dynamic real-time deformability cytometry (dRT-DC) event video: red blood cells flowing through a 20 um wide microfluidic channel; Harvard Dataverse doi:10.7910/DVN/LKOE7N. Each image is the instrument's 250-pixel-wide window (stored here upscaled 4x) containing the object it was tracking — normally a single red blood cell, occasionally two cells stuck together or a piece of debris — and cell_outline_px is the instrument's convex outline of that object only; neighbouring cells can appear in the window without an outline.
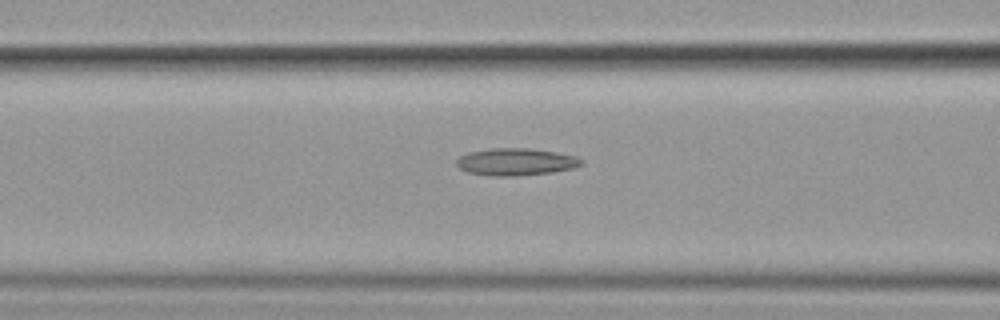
{"species": "common noctule bat (a hibernating species)", "species_latin": "Nyctalus noctula", "temperature_condition": "cold", "stored_images_in_passage": 29, "camera_frame_rate_fps": 3000, "um_per_image_px": 0.085, "animal": {"sex": "female", "body_mass_g": 19.9}, "frame": {"image": 1, "passage_image": 13, "time_ms": 4.0, "image_size_px": [1000, 320], "cell_outline_px": [[584, 164], [572, 168], [552, 172], [512, 176], [488, 176], [468, 172], [460, 168], [456, 164], [456, 160], [460, 156], [468, 152], [492, 148], [528, 148], [556, 152], [576, 156], [584, 160]], "centroid_in_image_um": [43.85, 13.75], "position_along_channel_um": 122.8, "area_um2": 19.83}}
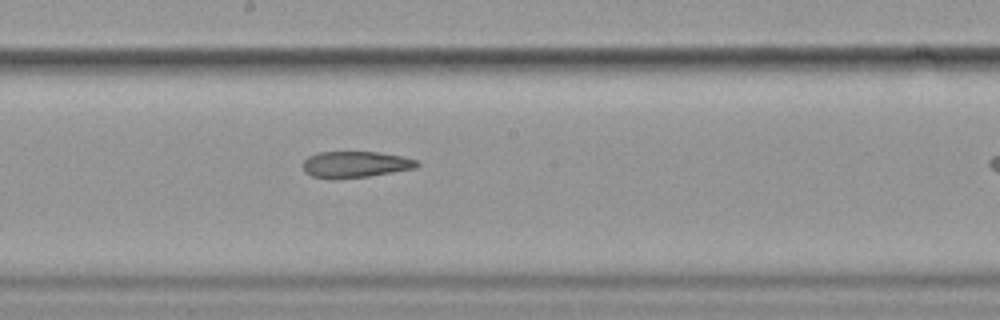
{"frame": {"image": 2, "passage_image": 21, "time_ms": 6.667, "image_size_px": [1000, 320], "cell_outline_px": [[420, 164], [416, 168], [368, 176], [336, 180], [332, 180], [312, 176], [304, 172], [300, 164], [308, 156], [316, 152], [380, 152], [400, 156], [416, 160]], "centroid_in_image_um": [30.12, 13.99], "position_along_channel_um": 218.1, "area_um2": 17.8}}
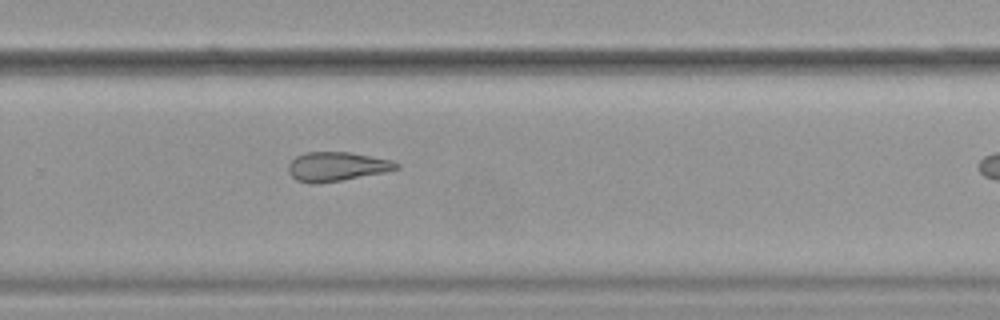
{"frame": {"image": 3, "passage_image": 28, "time_ms": 9.0, "image_size_px": [1000, 320], "cell_outline_px": [[400, 168], [384, 172], [340, 180], [316, 184], [296, 180], [288, 172], [288, 164], [296, 156], [304, 152], [348, 152], [392, 160], [400, 164]], "centroid_in_image_um": [28.61, 14.15], "position_along_channel_um": 301.2, "area_um2": 18.21}}